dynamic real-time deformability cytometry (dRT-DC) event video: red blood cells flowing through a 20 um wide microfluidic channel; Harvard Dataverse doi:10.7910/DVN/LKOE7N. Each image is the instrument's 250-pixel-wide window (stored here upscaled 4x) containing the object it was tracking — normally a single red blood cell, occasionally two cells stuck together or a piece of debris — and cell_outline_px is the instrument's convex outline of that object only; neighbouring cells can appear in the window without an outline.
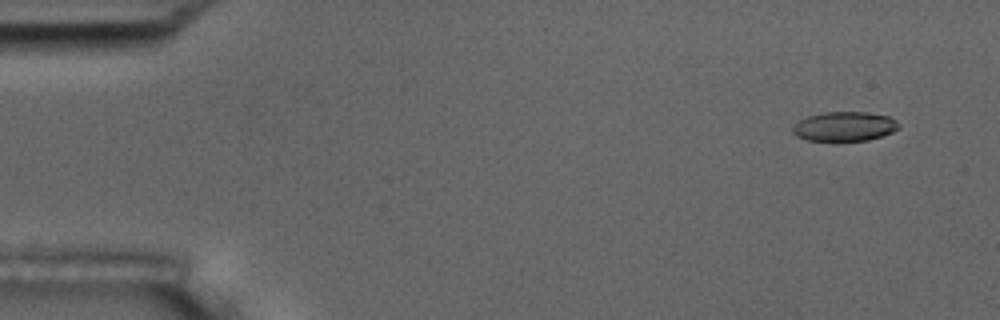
{"species": "common noctule bat (a hibernating species)", "species_latin": "Nyctalus noctula", "temperature_condition": "room temperature", "stored_images_in_passage": 7, "camera_frame_rate_fps": 3000, "um_per_image_px": 0.085, "animal": {"sex": "male", "body_mass_g": 17.5, "forearm_length_mm": 52.3}, "frame": {"image": 1, "passage_image": 1, "time_ms": 0.0, "image_size_px": [1000, 320], "cell_outline_px": [[900, 128], [892, 132], [868, 140], [808, 140], [796, 136], [792, 132], [792, 128], [800, 120], [808, 116], [824, 112], [868, 112], [888, 116], [896, 120], [900, 124]], "centroid_in_image_um": [71.8, 10.73], "position_along_channel_um": 13.2, "area_um2": 18.03}}
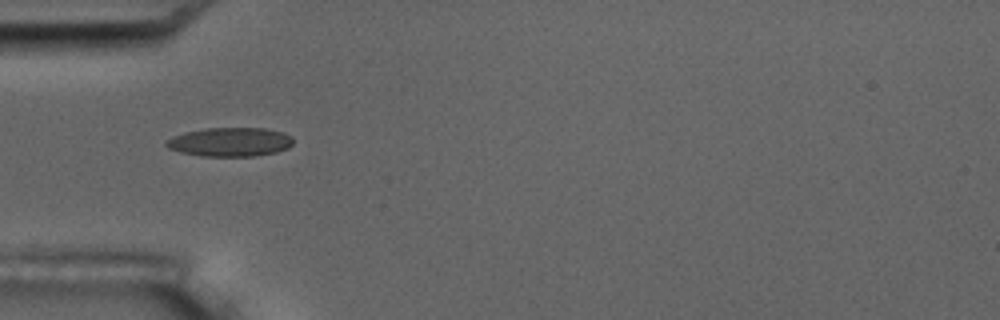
{"frame": {"image": 2, "passage_image": 5, "time_ms": 4.667, "image_size_px": [1000, 320], "cell_outline_px": [[292, 144], [288, 148], [276, 152], [256, 156], [200, 156], [180, 152], [168, 148], [164, 144], [168, 140], [184, 132], [204, 128], [264, 128], [284, 132], [292, 136]], "centroid_in_image_um": [19.58, 12.07], "position_along_channel_um": 65.4, "area_um2": 21.44}}